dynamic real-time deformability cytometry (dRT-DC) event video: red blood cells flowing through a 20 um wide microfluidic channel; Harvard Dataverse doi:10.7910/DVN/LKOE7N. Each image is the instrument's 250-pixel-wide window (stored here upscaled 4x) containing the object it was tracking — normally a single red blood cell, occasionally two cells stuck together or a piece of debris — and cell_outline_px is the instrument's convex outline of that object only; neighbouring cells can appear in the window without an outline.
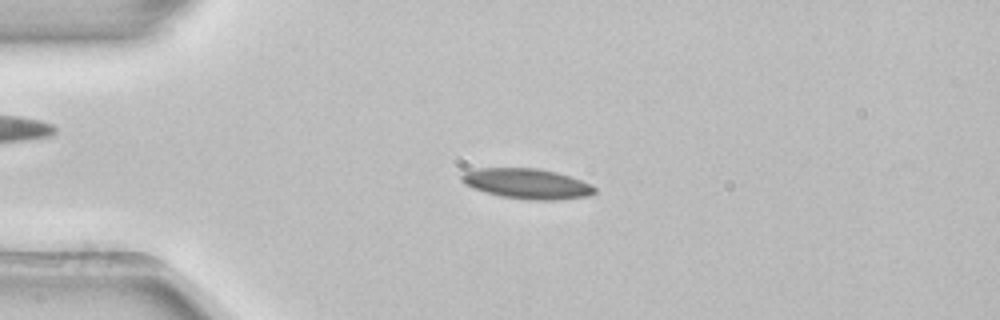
{"species": "common noctule bat (a hibernating species)", "species_latin": "Nyctalus noctula", "temperature_condition": "room temperature", "stored_images_in_passage": 3, "camera_frame_rate_fps": 3000, "um_per_image_px": 0.085, "animal": {"sex": "female", "body_mass_g": 22.7, "forearm_length_mm": 54.2}, "frame": {"image": 1, "passage_image": 2, "time_ms": 0.333, "image_size_px": [1000, 320], "cell_outline_px": [[596, 192], [588, 196], [556, 200], [528, 200], [500, 196], [484, 192], [472, 188], [464, 184], [460, 180], [460, 176], [464, 172], [480, 168], [536, 168], [556, 172], [592, 184], [596, 188]], "centroid_in_image_um": [44.77, 15.62], "position_along_channel_um": 40.2, "area_um2": 23.52}}
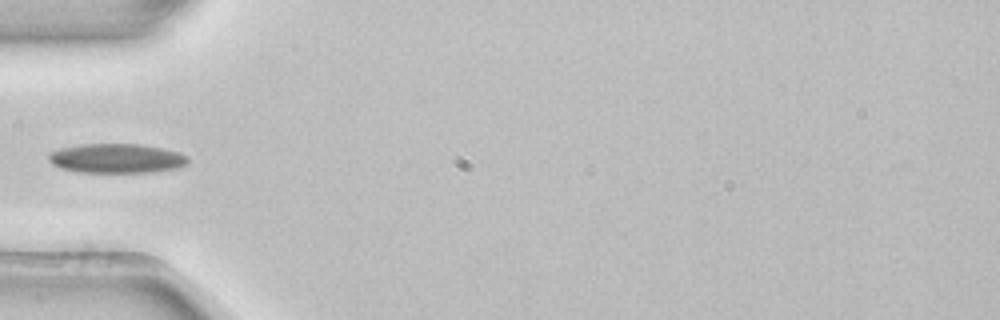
{"frame": {"image": 2, "passage_image": 3, "time_ms": 0.667, "image_size_px": [1000, 320], "cell_outline_px": [[188, 164], [180, 168], [152, 172], [80, 172], [60, 168], [52, 164], [48, 160], [48, 156], [52, 152], [60, 148], [80, 144], [140, 144], [180, 152], [188, 156]], "centroid_in_image_um": [9.94, 13.46], "position_along_channel_um": 75.1, "area_um2": 23.99}}